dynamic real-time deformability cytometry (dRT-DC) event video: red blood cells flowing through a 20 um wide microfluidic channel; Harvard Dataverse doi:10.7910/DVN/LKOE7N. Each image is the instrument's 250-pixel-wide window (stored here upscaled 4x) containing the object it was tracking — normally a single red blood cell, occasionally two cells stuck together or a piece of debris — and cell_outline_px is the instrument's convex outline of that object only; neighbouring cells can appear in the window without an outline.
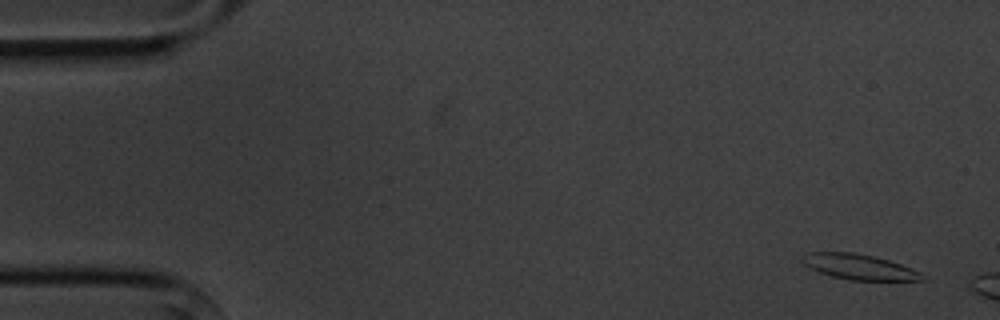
{"species": "common noctule bat (a hibernating species)", "species_latin": "Nyctalus noctula", "temperature_condition": "cold", "stored_images_in_passage": 3, "camera_frame_rate_fps": 3000, "um_per_image_px": 0.085, "animal": {"sex": "male", "body_mass_g": 20.1, "forearm_length_mm": 53.5}, "frame": {"image": 1, "passage_image": 1, "time_ms": 0.0, "image_size_px": [1000, 320], "cell_outline_px": [[924, 280], [848, 280], [832, 276], [820, 272], [804, 264], [800, 260], [800, 256], [808, 252], [852, 252], [872, 256], [888, 260], [900, 264], [920, 272]], "centroid_in_image_um": [72.96, 22.67], "position_along_channel_um": 12.0, "area_um2": 17.46}}